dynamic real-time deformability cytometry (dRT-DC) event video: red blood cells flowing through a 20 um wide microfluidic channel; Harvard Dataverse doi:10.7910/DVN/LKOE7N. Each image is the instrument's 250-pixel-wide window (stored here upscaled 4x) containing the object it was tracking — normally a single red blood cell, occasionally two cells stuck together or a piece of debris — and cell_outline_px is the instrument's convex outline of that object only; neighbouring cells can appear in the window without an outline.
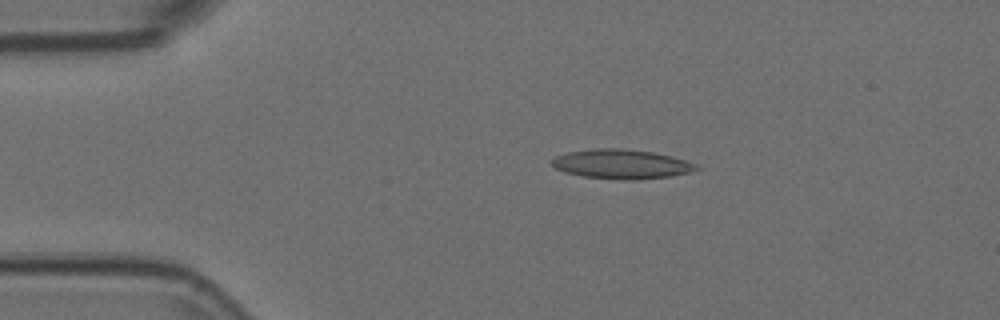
{"species": "Egyptian fruit bat (a non-hibernating species)", "species_latin": "Rousettus aegyptiacus", "temperature_condition": "room temperature", "stored_images_in_passage": 46, "camera_frame_rate_fps": 3000, "um_per_image_px": 0.085, "animal": {"sex": "female"}, "frame": {"image": 1, "passage_image": 3, "time_ms": 0.667, "image_size_px": [1000, 320], "cell_outline_px": [[700, 168], [688, 172], [668, 176], [636, 180], [620, 180], [584, 176], [564, 172], [556, 168], [552, 164], [552, 160], [556, 156], [568, 152], [592, 148], [624, 148], [652, 152], [672, 156], [696, 164]], "centroid_in_image_um": [52.8, 13.94], "position_along_channel_um": 32.2, "area_um2": 24.62}}
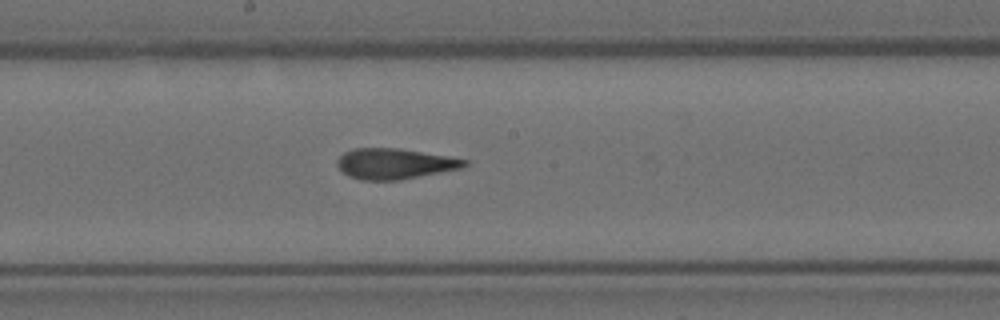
{"frame": {"image": 2, "passage_image": 21, "time_ms": 6.667, "image_size_px": [1000, 320], "cell_outline_px": [[468, 164], [460, 168], [400, 180], [360, 180], [348, 176], [336, 164], [336, 160], [344, 152], [352, 148], [400, 148], [468, 160]], "centroid_in_image_um": [33.49, 13.91], "position_along_channel_um": 214.7, "area_um2": 22.54}}
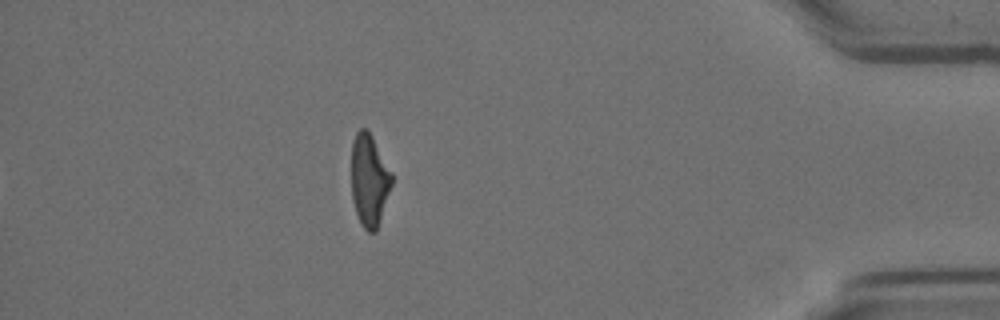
{"frame": {"image": 3, "passage_image": 40, "time_ms": 13.0, "image_size_px": [1000, 320], "cell_outline_px": [[392, 184], [376, 232], [368, 232], [364, 228], [356, 212], [352, 200], [352, 144], [356, 132], [360, 128], [364, 128], [372, 136], [392, 172]], "centroid_in_image_um": [31.39, 15.31], "position_along_channel_um": 403.8, "area_um2": 21.44}, "authors_computed_cell_mechanics": {"area_um2": 22.7154, "velocity_mm_per_s": 3.7497, "shape_relaxation_time_tau1_ms": null, "shape_relaxation_time_tau2_ms": 2.2689, "deformation_change_tau1": null, "deformation_change_tau2": 0.1197}}